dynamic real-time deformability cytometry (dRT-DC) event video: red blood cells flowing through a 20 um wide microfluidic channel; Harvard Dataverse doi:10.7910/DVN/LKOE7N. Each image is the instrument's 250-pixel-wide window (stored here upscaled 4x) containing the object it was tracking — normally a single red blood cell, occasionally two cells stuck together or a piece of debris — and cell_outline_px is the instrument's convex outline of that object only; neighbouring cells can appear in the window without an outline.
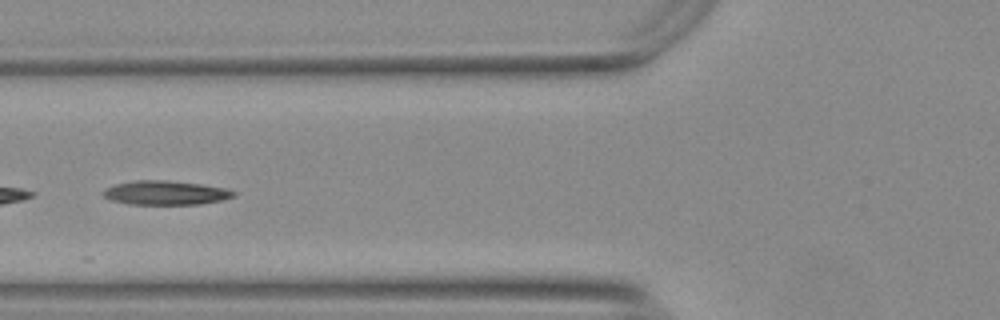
{"species": "Egyptian fruit bat (a non-hibernating species)", "species_latin": "Rousettus aegyptiacus", "temperature_condition": "warm", "stored_images_in_passage": 31, "segment_of_instrument_passage": [2, 2], "camera_frame_rate_fps": 3000, "um_per_image_px": 0.085, "animal": {"sex": "female"}, "frame": {"image": 1, "passage_image": 20, "time_ms": 6.333, "image_size_px": [1000, 320], "cell_outline_px": [[236, 196], [220, 200], [200, 204], [128, 204], [112, 200], [104, 196], [104, 188], [116, 184], [136, 180], [168, 180], [200, 184], [224, 188], [236, 192]], "centroid_in_image_um": [14.07, 16.38], "position_along_channel_um": 111.7, "area_um2": 18.15}}
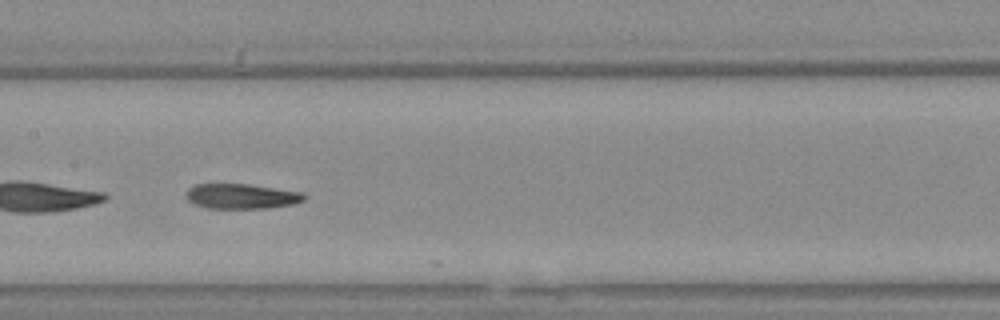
{"frame": {"image": 2, "passage_image": 26, "time_ms": 8.333, "image_size_px": [1000, 320], "cell_outline_px": [[308, 196], [304, 200], [292, 204], [268, 208], [208, 208], [196, 204], [188, 200], [184, 196], [184, 192], [188, 188], [196, 184], [248, 184], [304, 192]], "centroid_in_image_um": [20.53, 16.67], "position_along_channel_um": 186.9, "area_um2": 17.34}}